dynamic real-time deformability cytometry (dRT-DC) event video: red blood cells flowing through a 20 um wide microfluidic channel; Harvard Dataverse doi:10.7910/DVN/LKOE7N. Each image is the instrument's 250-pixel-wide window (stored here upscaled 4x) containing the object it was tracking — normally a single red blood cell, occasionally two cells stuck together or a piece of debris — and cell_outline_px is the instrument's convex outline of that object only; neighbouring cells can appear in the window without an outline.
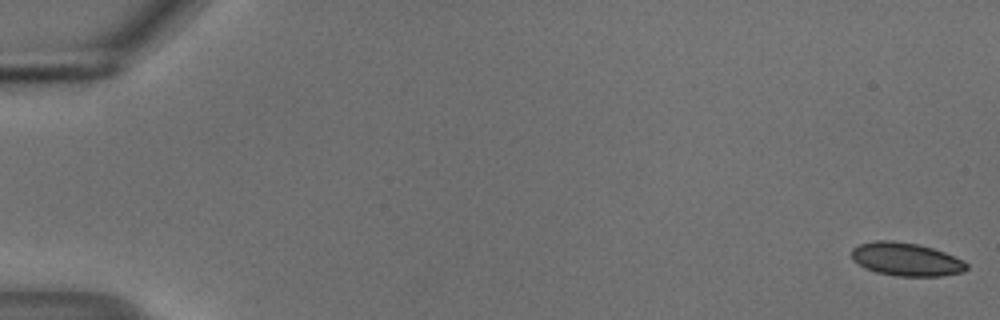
{"species": "common noctule bat (a hibernating species)", "species_latin": "Nyctalus noctula", "temperature_condition": "cold", "stored_images_in_passage": 55, "camera_frame_rate_fps": 3000, "um_per_image_px": 0.085, "animal": {"sex": "male", "body_mass_g": 18.8}, "frame": {"image": 1, "passage_image": 1, "time_ms": 0.0, "image_size_px": [1000, 320], "cell_outline_px": [[968, 268], [964, 272], [940, 276], [896, 276], [876, 272], [864, 268], [852, 260], [852, 248], [860, 244], [876, 240], [892, 240], [916, 244], [932, 248], [944, 252], [964, 260], [968, 264]], "centroid_in_image_um": [77.02, 22.05], "position_along_channel_um": 8.0, "area_um2": 22.37}}
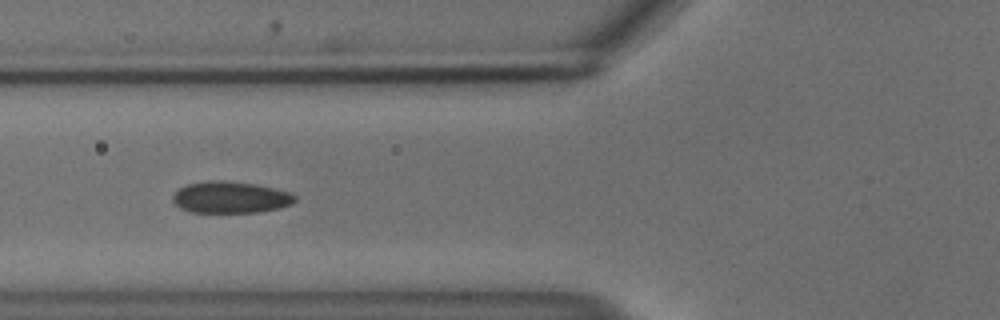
{"frame": {"image": 2, "passage_image": 22, "time_ms": 7.0, "image_size_px": [1000, 320], "cell_outline_px": [[296, 200], [292, 204], [280, 208], [260, 212], [188, 212], [172, 204], [172, 196], [180, 188], [188, 184], [208, 180], [220, 180], [256, 184], [292, 192], [296, 196]], "centroid_in_image_um": [19.59, 16.77], "position_along_channel_um": 106.2, "area_um2": 22.77}}
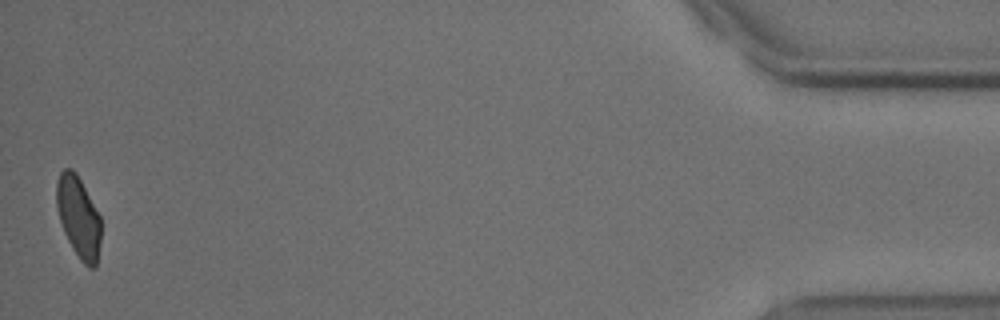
{"frame": {"image": 3, "passage_image": 55, "time_ms": 18.0, "image_size_px": [1000, 320], "cell_outline_px": [[100, 244], [96, 268], [88, 268], [80, 260], [72, 248], [64, 232], [60, 220], [56, 204], [56, 180], [60, 172], [64, 168], [72, 168], [76, 172], [100, 216]], "centroid_in_image_um": [6.66, 18.45], "position_along_channel_um": 428.5, "area_um2": 21.1}, "authors_computed_cell_mechanics": {"area_um2": 22.831, "velocity_mm_per_s": 3.6812, "shape_relaxation_time_tau1_ms": 5.4573, "shape_relaxation_time_tau2_ms": 2.0088, "deformation_change_tau1": 0.0949, "deformation_change_tau2": 0.0577}}